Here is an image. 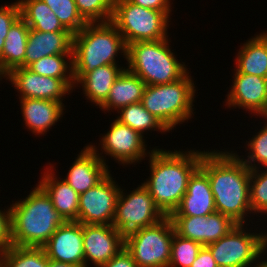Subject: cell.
Masks as SVG:
<instances>
[{"instance_id": "27", "label": "cell", "mask_w": 267, "mask_h": 267, "mask_svg": "<svg viewBox=\"0 0 267 267\" xmlns=\"http://www.w3.org/2000/svg\"><path fill=\"white\" fill-rule=\"evenodd\" d=\"M20 17L31 29L40 32L69 31L42 0H17Z\"/></svg>"}, {"instance_id": "37", "label": "cell", "mask_w": 267, "mask_h": 267, "mask_svg": "<svg viewBox=\"0 0 267 267\" xmlns=\"http://www.w3.org/2000/svg\"><path fill=\"white\" fill-rule=\"evenodd\" d=\"M12 246L11 210H0V253Z\"/></svg>"}, {"instance_id": "41", "label": "cell", "mask_w": 267, "mask_h": 267, "mask_svg": "<svg viewBox=\"0 0 267 267\" xmlns=\"http://www.w3.org/2000/svg\"><path fill=\"white\" fill-rule=\"evenodd\" d=\"M47 267H80V266H76V265H73L70 263L58 262V261L48 259V266Z\"/></svg>"}, {"instance_id": "40", "label": "cell", "mask_w": 267, "mask_h": 267, "mask_svg": "<svg viewBox=\"0 0 267 267\" xmlns=\"http://www.w3.org/2000/svg\"><path fill=\"white\" fill-rule=\"evenodd\" d=\"M191 267H218V265L212 257L210 250L206 246H202Z\"/></svg>"}, {"instance_id": "33", "label": "cell", "mask_w": 267, "mask_h": 267, "mask_svg": "<svg viewBox=\"0 0 267 267\" xmlns=\"http://www.w3.org/2000/svg\"><path fill=\"white\" fill-rule=\"evenodd\" d=\"M78 13L87 23L109 22L115 0H75Z\"/></svg>"}, {"instance_id": "25", "label": "cell", "mask_w": 267, "mask_h": 267, "mask_svg": "<svg viewBox=\"0 0 267 267\" xmlns=\"http://www.w3.org/2000/svg\"><path fill=\"white\" fill-rule=\"evenodd\" d=\"M236 57L237 72L267 78V32L249 39Z\"/></svg>"}, {"instance_id": "43", "label": "cell", "mask_w": 267, "mask_h": 267, "mask_svg": "<svg viewBox=\"0 0 267 267\" xmlns=\"http://www.w3.org/2000/svg\"><path fill=\"white\" fill-rule=\"evenodd\" d=\"M261 267H267V260L265 261H262V263H261Z\"/></svg>"}, {"instance_id": "23", "label": "cell", "mask_w": 267, "mask_h": 267, "mask_svg": "<svg viewBox=\"0 0 267 267\" xmlns=\"http://www.w3.org/2000/svg\"><path fill=\"white\" fill-rule=\"evenodd\" d=\"M145 82L136 74L124 69L113 83L107 99L99 106L103 111L117 110L139 103L145 90Z\"/></svg>"}, {"instance_id": "9", "label": "cell", "mask_w": 267, "mask_h": 267, "mask_svg": "<svg viewBox=\"0 0 267 267\" xmlns=\"http://www.w3.org/2000/svg\"><path fill=\"white\" fill-rule=\"evenodd\" d=\"M243 227L237 224L218 241L206 245L218 267H252L257 261L254 267H261L259 259L267 250V234L246 232Z\"/></svg>"}, {"instance_id": "8", "label": "cell", "mask_w": 267, "mask_h": 267, "mask_svg": "<svg viewBox=\"0 0 267 267\" xmlns=\"http://www.w3.org/2000/svg\"><path fill=\"white\" fill-rule=\"evenodd\" d=\"M175 229L166 216L155 225L133 231L125 236V249L138 267H168Z\"/></svg>"}, {"instance_id": "7", "label": "cell", "mask_w": 267, "mask_h": 267, "mask_svg": "<svg viewBox=\"0 0 267 267\" xmlns=\"http://www.w3.org/2000/svg\"><path fill=\"white\" fill-rule=\"evenodd\" d=\"M169 17L164 11L140 7L129 0H115L111 22L129 45L168 38Z\"/></svg>"}, {"instance_id": "29", "label": "cell", "mask_w": 267, "mask_h": 267, "mask_svg": "<svg viewBox=\"0 0 267 267\" xmlns=\"http://www.w3.org/2000/svg\"><path fill=\"white\" fill-rule=\"evenodd\" d=\"M0 254L4 267L48 266V257L43 248L11 246Z\"/></svg>"}, {"instance_id": "26", "label": "cell", "mask_w": 267, "mask_h": 267, "mask_svg": "<svg viewBox=\"0 0 267 267\" xmlns=\"http://www.w3.org/2000/svg\"><path fill=\"white\" fill-rule=\"evenodd\" d=\"M117 64L97 67L86 73L76 84H81L86 98L100 106L108 97L109 91L121 72Z\"/></svg>"}, {"instance_id": "17", "label": "cell", "mask_w": 267, "mask_h": 267, "mask_svg": "<svg viewBox=\"0 0 267 267\" xmlns=\"http://www.w3.org/2000/svg\"><path fill=\"white\" fill-rule=\"evenodd\" d=\"M234 82L227 95L226 106L243 107L254 113L267 117V78L242 74L235 70Z\"/></svg>"}, {"instance_id": "36", "label": "cell", "mask_w": 267, "mask_h": 267, "mask_svg": "<svg viewBox=\"0 0 267 267\" xmlns=\"http://www.w3.org/2000/svg\"><path fill=\"white\" fill-rule=\"evenodd\" d=\"M20 17L18 2L0 7V56L10 27Z\"/></svg>"}, {"instance_id": "22", "label": "cell", "mask_w": 267, "mask_h": 267, "mask_svg": "<svg viewBox=\"0 0 267 267\" xmlns=\"http://www.w3.org/2000/svg\"><path fill=\"white\" fill-rule=\"evenodd\" d=\"M20 101L25 125L33 134L44 135L63 115L62 102L31 98H23Z\"/></svg>"}, {"instance_id": "10", "label": "cell", "mask_w": 267, "mask_h": 267, "mask_svg": "<svg viewBox=\"0 0 267 267\" xmlns=\"http://www.w3.org/2000/svg\"><path fill=\"white\" fill-rule=\"evenodd\" d=\"M165 217L141 184L127 196L120 189L112 225L125 237L133 231L155 225Z\"/></svg>"}, {"instance_id": "32", "label": "cell", "mask_w": 267, "mask_h": 267, "mask_svg": "<svg viewBox=\"0 0 267 267\" xmlns=\"http://www.w3.org/2000/svg\"><path fill=\"white\" fill-rule=\"evenodd\" d=\"M201 248L200 243L175 232L171 243V258L168 267H191Z\"/></svg>"}, {"instance_id": "13", "label": "cell", "mask_w": 267, "mask_h": 267, "mask_svg": "<svg viewBox=\"0 0 267 267\" xmlns=\"http://www.w3.org/2000/svg\"><path fill=\"white\" fill-rule=\"evenodd\" d=\"M170 218L178 235L194 240L202 246L218 241L238 224L219 212L200 217Z\"/></svg>"}, {"instance_id": "21", "label": "cell", "mask_w": 267, "mask_h": 267, "mask_svg": "<svg viewBox=\"0 0 267 267\" xmlns=\"http://www.w3.org/2000/svg\"><path fill=\"white\" fill-rule=\"evenodd\" d=\"M51 168L43 173L38 185L47 193L55 210L65 221L78 222L80 195L67 182L58 180Z\"/></svg>"}, {"instance_id": "2", "label": "cell", "mask_w": 267, "mask_h": 267, "mask_svg": "<svg viewBox=\"0 0 267 267\" xmlns=\"http://www.w3.org/2000/svg\"><path fill=\"white\" fill-rule=\"evenodd\" d=\"M149 153L151 177L142 185L149 191L156 206L170 216L187 191L188 181L200 167L205 151H167L152 149Z\"/></svg>"}, {"instance_id": "31", "label": "cell", "mask_w": 267, "mask_h": 267, "mask_svg": "<svg viewBox=\"0 0 267 267\" xmlns=\"http://www.w3.org/2000/svg\"><path fill=\"white\" fill-rule=\"evenodd\" d=\"M55 13L62 25L72 34L79 32L87 22L77 11L75 0H42Z\"/></svg>"}, {"instance_id": "16", "label": "cell", "mask_w": 267, "mask_h": 267, "mask_svg": "<svg viewBox=\"0 0 267 267\" xmlns=\"http://www.w3.org/2000/svg\"><path fill=\"white\" fill-rule=\"evenodd\" d=\"M42 248L49 260L84 267L82 224L65 221Z\"/></svg>"}, {"instance_id": "39", "label": "cell", "mask_w": 267, "mask_h": 267, "mask_svg": "<svg viewBox=\"0 0 267 267\" xmlns=\"http://www.w3.org/2000/svg\"><path fill=\"white\" fill-rule=\"evenodd\" d=\"M140 7L149 8L158 11H164L168 15L171 13L170 0H129Z\"/></svg>"}, {"instance_id": "42", "label": "cell", "mask_w": 267, "mask_h": 267, "mask_svg": "<svg viewBox=\"0 0 267 267\" xmlns=\"http://www.w3.org/2000/svg\"><path fill=\"white\" fill-rule=\"evenodd\" d=\"M0 267H4V263H3V260H2V255L0 254Z\"/></svg>"}, {"instance_id": "24", "label": "cell", "mask_w": 267, "mask_h": 267, "mask_svg": "<svg viewBox=\"0 0 267 267\" xmlns=\"http://www.w3.org/2000/svg\"><path fill=\"white\" fill-rule=\"evenodd\" d=\"M29 30L21 17L10 27L0 56V78L24 62Z\"/></svg>"}, {"instance_id": "6", "label": "cell", "mask_w": 267, "mask_h": 267, "mask_svg": "<svg viewBox=\"0 0 267 267\" xmlns=\"http://www.w3.org/2000/svg\"><path fill=\"white\" fill-rule=\"evenodd\" d=\"M187 72L181 79L162 85H146L142 105L170 131L191 118L195 87Z\"/></svg>"}, {"instance_id": "1", "label": "cell", "mask_w": 267, "mask_h": 267, "mask_svg": "<svg viewBox=\"0 0 267 267\" xmlns=\"http://www.w3.org/2000/svg\"><path fill=\"white\" fill-rule=\"evenodd\" d=\"M232 152L207 151L202 155L200 168L208 175L216 212L244 224L245 216L252 213L251 170L240 159L241 156Z\"/></svg>"}, {"instance_id": "19", "label": "cell", "mask_w": 267, "mask_h": 267, "mask_svg": "<svg viewBox=\"0 0 267 267\" xmlns=\"http://www.w3.org/2000/svg\"><path fill=\"white\" fill-rule=\"evenodd\" d=\"M216 212L208 175L199 167L188 181L187 191L169 217L206 216Z\"/></svg>"}, {"instance_id": "3", "label": "cell", "mask_w": 267, "mask_h": 267, "mask_svg": "<svg viewBox=\"0 0 267 267\" xmlns=\"http://www.w3.org/2000/svg\"><path fill=\"white\" fill-rule=\"evenodd\" d=\"M12 246L42 248L65 220L37 184L23 200L10 206Z\"/></svg>"}, {"instance_id": "28", "label": "cell", "mask_w": 267, "mask_h": 267, "mask_svg": "<svg viewBox=\"0 0 267 267\" xmlns=\"http://www.w3.org/2000/svg\"><path fill=\"white\" fill-rule=\"evenodd\" d=\"M118 113L120 116L117 117L122 124L129 126L133 130L138 131L143 135V132L150 129L154 131L160 130V132H169V130L152 115L141 102L130 104L128 106L122 107Z\"/></svg>"}, {"instance_id": "35", "label": "cell", "mask_w": 267, "mask_h": 267, "mask_svg": "<svg viewBox=\"0 0 267 267\" xmlns=\"http://www.w3.org/2000/svg\"><path fill=\"white\" fill-rule=\"evenodd\" d=\"M267 119V117H266ZM249 150V155L247 159H241L245 165L250 169H257L255 162L261 164L263 167H267V124L263 126L262 129L253 136L252 139L247 144ZM254 162V164L252 163Z\"/></svg>"}, {"instance_id": "34", "label": "cell", "mask_w": 267, "mask_h": 267, "mask_svg": "<svg viewBox=\"0 0 267 267\" xmlns=\"http://www.w3.org/2000/svg\"><path fill=\"white\" fill-rule=\"evenodd\" d=\"M259 171L252 169L250 176V206L256 214L267 213V169Z\"/></svg>"}, {"instance_id": "15", "label": "cell", "mask_w": 267, "mask_h": 267, "mask_svg": "<svg viewBox=\"0 0 267 267\" xmlns=\"http://www.w3.org/2000/svg\"><path fill=\"white\" fill-rule=\"evenodd\" d=\"M143 137L141 133L116 119L100 142L106 155L127 165L137 163L147 156Z\"/></svg>"}, {"instance_id": "11", "label": "cell", "mask_w": 267, "mask_h": 267, "mask_svg": "<svg viewBox=\"0 0 267 267\" xmlns=\"http://www.w3.org/2000/svg\"><path fill=\"white\" fill-rule=\"evenodd\" d=\"M110 175L80 194L78 222L81 224L112 225L121 187L115 184Z\"/></svg>"}, {"instance_id": "12", "label": "cell", "mask_w": 267, "mask_h": 267, "mask_svg": "<svg viewBox=\"0 0 267 267\" xmlns=\"http://www.w3.org/2000/svg\"><path fill=\"white\" fill-rule=\"evenodd\" d=\"M5 77L20 92L21 99H46L62 102V97L72 92L71 90L74 86L76 87L74 79H60L39 75L27 67H16Z\"/></svg>"}, {"instance_id": "18", "label": "cell", "mask_w": 267, "mask_h": 267, "mask_svg": "<svg viewBox=\"0 0 267 267\" xmlns=\"http://www.w3.org/2000/svg\"><path fill=\"white\" fill-rule=\"evenodd\" d=\"M93 145L85 146L64 179L79 195L95 187L109 173L106 160Z\"/></svg>"}, {"instance_id": "38", "label": "cell", "mask_w": 267, "mask_h": 267, "mask_svg": "<svg viewBox=\"0 0 267 267\" xmlns=\"http://www.w3.org/2000/svg\"><path fill=\"white\" fill-rule=\"evenodd\" d=\"M99 267H138L132 255L124 248L107 263Z\"/></svg>"}, {"instance_id": "4", "label": "cell", "mask_w": 267, "mask_h": 267, "mask_svg": "<svg viewBox=\"0 0 267 267\" xmlns=\"http://www.w3.org/2000/svg\"><path fill=\"white\" fill-rule=\"evenodd\" d=\"M118 51L127 59V45L111 22L87 23L73 34L72 64L76 83L88 72L104 65L117 64Z\"/></svg>"}, {"instance_id": "20", "label": "cell", "mask_w": 267, "mask_h": 267, "mask_svg": "<svg viewBox=\"0 0 267 267\" xmlns=\"http://www.w3.org/2000/svg\"><path fill=\"white\" fill-rule=\"evenodd\" d=\"M73 34L70 31L40 32L29 30L24 62L28 67L42 57L56 54H72Z\"/></svg>"}, {"instance_id": "5", "label": "cell", "mask_w": 267, "mask_h": 267, "mask_svg": "<svg viewBox=\"0 0 267 267\" xmlns=\"http://www.w3.org/2000/svg\"><path fill=\"white\" fill-rule=\"evenodd\" d=\"M168 43L166 38L127 45V69L146 85H162L181 79L187 69L184 62L181 64L171 52Z\"/></svg>"}, {"instance_id": "14", "label": "cell", "mask_w": 267, "mask_h": 267, "mask_svg": "<svg viewBox=\"0 0 267 267\" xmlns=\"http://www.w3.org/2000/svg\"><path fill=\"white\" fill-rule=\"evenodd\" d=\"M84 267L107 263L125 248V237L113 225L82 224Z\"/></svg>"}, {"instance_id": "30", "label": "cell", "mask_w": 267, "mask_h": 267, "mask_svg": "<svg viewBox=\"0 0 267 267\" xmlns=\"http://www.w3.org/2000/svg\"><path fill=\"white\" fill-rule=\"evenodd\" d=\"M66 58L69 59V62H67ZM72 63V54H56L42 57L31 63L27 68L43 76L74 79Z\"/></svg>"}]
</instances>
